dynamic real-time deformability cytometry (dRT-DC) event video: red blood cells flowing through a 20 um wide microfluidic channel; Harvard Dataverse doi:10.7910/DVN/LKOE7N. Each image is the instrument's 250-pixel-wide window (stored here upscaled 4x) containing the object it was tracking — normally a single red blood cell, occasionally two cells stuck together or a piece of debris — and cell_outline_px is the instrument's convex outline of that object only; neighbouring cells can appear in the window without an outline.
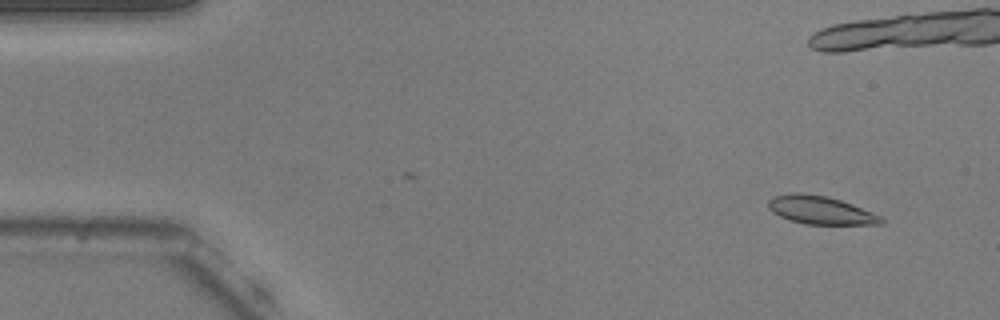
{"species": "common noctule bat (a hibernating species)", "species_latin": "Nyctalus noctula", "temperature_condition": "warm", "stored_images_in_passage": 18, "camera_frame_rate_fps": 3000, "um_per_image_px": 0.085, "animal": {"sex": "male", "body_mass_g": 20.5, "forearm_length_mm": 52.5}, "frame": {"image": 1, "passage_image": 5, "time_ms": 1.333, "image_size_px": [1000, 320], "cell_outline_px": [[884, 224], [804, 224], [780, 216], [772, 212], [768, 208], [768, 200], [772, 196], [792, 192], [800, 192], [828, 196], [852, 204], [872, 212], [880, 216], [884, 220]], "centroid_in_image_um": [69.71, 17.85], "position_along_channel_um": 15.3, "area_um2": 18.55}}